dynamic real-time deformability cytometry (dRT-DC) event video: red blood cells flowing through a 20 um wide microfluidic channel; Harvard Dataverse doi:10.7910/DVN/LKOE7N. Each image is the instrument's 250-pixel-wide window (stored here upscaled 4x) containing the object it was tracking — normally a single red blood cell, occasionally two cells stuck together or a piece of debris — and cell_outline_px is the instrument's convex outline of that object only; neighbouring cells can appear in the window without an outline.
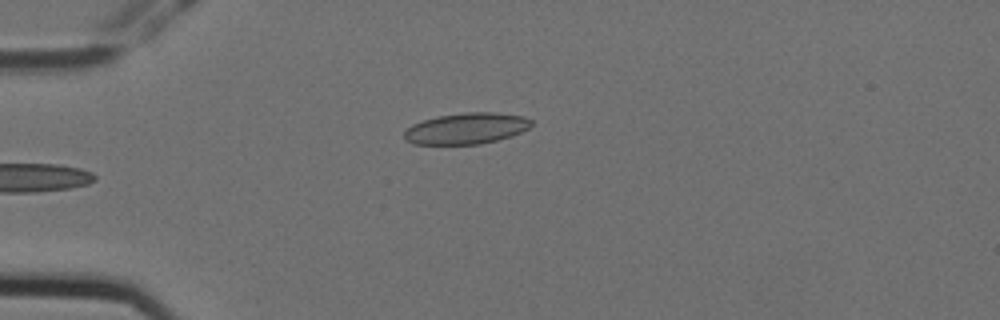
{"species": "Egyptian fruit bat (a non-hibernating species)", "species_latin": "Rousettus aegyptiacus", "temperature_condition": "cold", "stored_images_in_passage": 6, "camera_frame_rate_fps": 3000, "um_per_image_px": 0.085, "animal": {"sex": "female"}, "frame": {"image": 1, "passage_image": 6, "time_ms": 1.667, "image_size_px": [1000, 320], "cell_outline_px": [[532, 124], [528, 128], [512, 136], [480, 144], [412, 144], [404, 140], [404, 132], [412, 124], [436, 116], [464, 112], [492, 112], [524, 116], [532, 120]], "centroid_in_image_um": [39.62, 10.91], "position_along_channel_um": 45.4, "area_um2": 23.12}}